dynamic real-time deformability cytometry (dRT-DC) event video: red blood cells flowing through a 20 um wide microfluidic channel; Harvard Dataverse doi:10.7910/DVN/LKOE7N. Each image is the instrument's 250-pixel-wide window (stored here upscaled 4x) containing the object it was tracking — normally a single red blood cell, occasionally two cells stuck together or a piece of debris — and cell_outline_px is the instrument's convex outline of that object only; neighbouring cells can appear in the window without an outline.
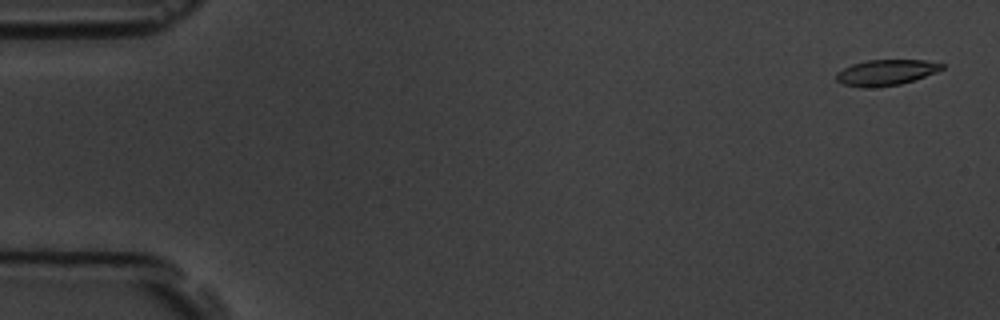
{"species": "common noctule bat (a hibernating species)", "species_latin": "Nyctalus noctula", "temperature_condition": "room temperature", "stored_images_in_passage": 5, "camera_frame_rate_fps": 3000, "um_per_image_px": 0.085, "animal": {"sex": "male", "body_mass_g": 19.5, "forearm_length_mm": 54.6}, "frame": {"image": 1, "passage_image": 1, "time_ms": 0.0, "image_size_px": [1000, 320], "cell_outline_px": [[944, 68], [936, 72], [900, 84], [864, 88], [860, 88], [844, 84], [836, 80], [836, 72], [852, 64], [868, 60], [924, 60], [944, 64]], "centroid_in_image_um": [75.28, 6.16], "position_along_channel_um": 9.7, "area_um2": 15.66}}
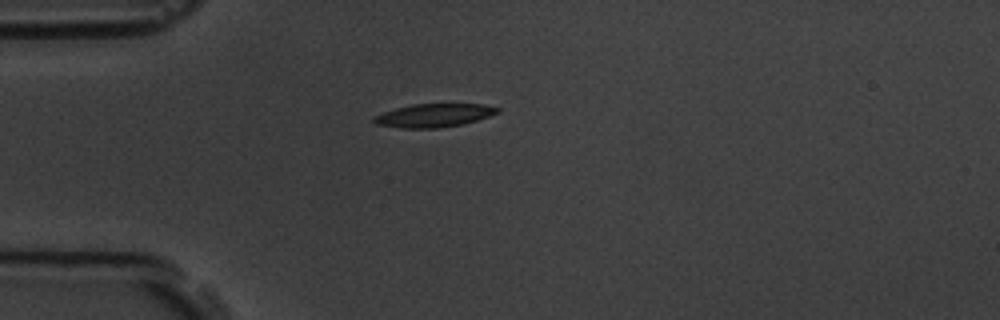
{"frame": {"image": 2, "passage_image": 4, "time_ms": 4.333, "image_size_px": [1000, 320], "cell_outline_px": [[500, 112], [476, 120], [460, 124], [436, 128], [400, 128], [376, 124], [372, 120], [372, 116], [396, 108], [412, 104], [484, 104], [500, 108]], "centroid_in_image_um": [36.85, 9.8], "position_along_channel_um": 48.1, "area_um2": 16.7}}